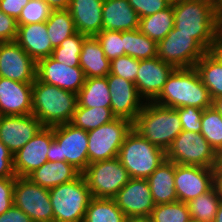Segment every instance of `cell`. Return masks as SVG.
<instances>
[{
  "label": "cell",
  "mask_w": 222,
  "mask_h": 222,
  "mask_svg": "<svg viewBox=\"0 0 222 222\" xmlns=\"http://www.w3.org/2000/svg\"><path fill=\"white\" fill-rule=\"evenodd\" d=\"M173 10L174 27L191 35L207 52L221 39L216 0H181Z\"/></svg>",
  "instance_id": "obj_1"
},
{
  "label": "cell",
  "mask_w": 222,
  "mask_h": 222,
  "mask_svg": "<svg viewBox=\"0 0 222 222\" xmlns=\"http://www.w3.org/2000/svg\"><path fill=\"white\" fill-rule=\"evenodd\" d=\"M153 102L175 109L197 107L204 110L212 106L210 93L194 67L176 68Z\"/></svg>",
  "instance_id": "obj_2"
},
{
  "label": "cell",
  "mask_w": 222,
  "mask_h": 222,
  "mask_svg": "<svg viewBox=\"0 0 222 222\" xmlns=\"http://www.w3.org/2000/svg\"><path fill=\"white\" fill-rule=\"evenodd\" d=\"M77 94L39 81L32 85V114L43 127L70 123L76 110Z\"/></svg>",
  "instance_id": "obj_3"
},
{
  "label": "cell",
  "mask_w": 222,
  "mask_h": 222,
  "mask_svg": "<svg viewBox=\"0 0 222 222\" xmlns=\"http://www.w3.org/2000/svg\"><path fill=\"white\" fill-rule=\"evenodd\" d=\"M132 128L142 138L162 148L165 152L182 132V125L175 108L164 107L153 101L145 102Z\"/></svg>",
  "instance_id": "obj_4"
},
{
  "label": "cell",
  "mask_w": 222,
  "mask_h": 222,
  "mask_svg": "<svg viewBox=\"0 0 222 222\" xmlns=\"http://www.w3.org/2000/svg\"><path fill=\"white\" fill-rule=\"evenodd\" d=\"M118 158L130 178L147 179L166 159V153L132 128L125 136Z\"/></svg>",
  "instance_id": "obj_5"
},
{
  "label": "cell",
  "mask_w": 222,
  "mask_h": 222,
  "mask_svg": "<svg viewBox=\"0 0 222 222\" xmlns=\"http://www.w3.org/2000/svg\"><path fill=\"white\" fill-rule=\"evenodd\" d=\"M54 222H83L92 194L82 173L49 189Z\"/></svg>",
  "instance_id": "obj_6"
},
{
  "label": "cell",
  "mask_w": 222,
  "mask_h": 222,
  "mask_svg": "<svg viewBox=\"0 0 222 222\" xmlns=\"http://www.w3.org/2000/svg\"><path fill=\"white\" fill-rule=\"evenodd\" d=\"M47 158L50 162H67L82 173L89 165L87 131L70 123L54 126Z\"/></svg>",
  "instance_id": "obj_7"
},
{
  "label": "cell",
  "mask_w": 222,
  "mask_h": 222,
  "mask_svg": "<svg viewBox=\"0 0 222 222\" xmlns=\"http://www.w3.org/2000/svg\"><path fill=\"white\" fill-rule=\"evenodd\" d=\"M165 153L166 160L179 165L214 168L221 160L201 133L186 130H182Z\"/></svg>",
  "instance_id": "obj_8"
},
{
  "label": "cell",
  "mask_w": 222,
  "mask_h": 222,
  "mask_svg": "<svg viewBox=\"0 0 222 222\" xmlns=\"http://www.w3.org/2000/svg\"><path fill=\"white\" fill-rule=\"evenodd\" d=\"M82 175L95 198H114L130 179L118 157L90 163Z\"/></svg>",
  "instance_id": "obj_9"
},
{
  "label": "cell",
  "mask_w": 222,
  "mask_h": 222,
  "mask_svg": "<svg viewBox=\"0 0 222 222\" xmlns=\"http://www.w3.org/2000/svg\"><path fill=\"white\" fill-rule=\"evenodd\" d=\"M132 130V122L115 118L109 123L88 131L89 164L118 157L125 136Z\"/></svg>",
  "instance_id": "obj_10"
},
{
  "label": "cell",
  "mask_w": 222,
  "mask_h": 222,
  "mask_svg": "<svg viewBox=\"0 0 222 222\" xmlns=\"http://www.w3.org/2000/svg\"><path fill=\"white\" fill-rule=\"evenodd\" d=\"M207 51L175 27L157 43V57L175 68H192Z\"/></svg>",
  "instance_id": "obj_11"
},
{
  "label": "cell",
  "mask_w": 222,
  "mask_h": 222,
  "mask_svg": "<svg viewBox=\"0 0 222 222\" xmlns=\"http://www.w3.org/2000/svg\"><path fill=\"white\" fill-rule=\"evenodd\" d=\"M13 202L32 222H54L49 189L33 183L27 177L16 176Z\"/></svg>",
  "instance_id": "obj_12"
},
{
  "label": "cell",
  "mask_w": 222,
  "mask_h": 222,
  "mask_svg": "<svg viewBox=\"0 0 222 222\" xmlns=\"http://www.w3.org/2000/svg\"><path fill=\"white\" fill-rule=\"evenodd\" d=\"M174 184L178 201L188 203L215 186L214 168L175 164Z\"/></svg>",
  "instance_id": "obj_13"
},
{
  "label": "cell",
  "mask_w": 222,
  "mask_h": 222,
  "mask_svg": "<svg viewBox=\"0 0 222 222\" xmlns=\"http://www.w3.org/2000/svg\"><path fill=\"white\" fill-rule=\"evenodd\" d=\"M37 62L16 41L0 42V77L34 83Z\"/></svg>",
  "instance_id": "obj_14"
},
{
  "label": "cell",
  "mask_w": 222,
  "mask_h": 222,
  "mask_svg": "<svg viewBox=\"0 0 222 222\" xmlns=\"http://www.w3.org/2000/svg\"><path fill=\"white\" fill-rule=\"evenodd\" d=\"M54 139V127H43L13 155V169L18 177H28L48 161L47 152Z\"/></svg>",
  "instance_id": "obj_15"
},
{
  "label": "cell",
  "mask_w": 222,
  "mask_h": 222,
  "mask_svg": "<svg viewBox=\"0 0 222 222\" xmlns=\"http://www.w3.org/2000/svg\"><path fill=\"white\" fill-rule=\"evenodd\" d=\"M106 77L113 115L133 123L141 112L145 100L139 95L135 83L110 73Z\"/></svg>",
  "instance_id": "obj_16"
},
{
  "label": "cell",
  "mask_w": 222,
  "mask_h": 222,
  "mask_svg": "<svg viewBox=\"0 0 222 222\" xmlns=\"http://www.w3.org/2000/svg\"><path fill=\"white\" fill-rule=\"evenodd\" d=\"M43 128L33 115L0 116V141L14 155Z\"/></svg>",
  "instance_id": "obj_17"
},
{
  "label": "cell",
  "mask_w": 222,
  "mask_h": 222,
  "mask_svg": "<svg viewBox=\"0 0 222 222\" xmlns=\"http://www.w3.org/2000/svg\"><path fill=\"white\" fill-rule=\"evenodd\" d=\"M114 200L127 218L150 216L155 206L148 181L141 178H130Z\"/></svg>",
  "instance_id": "obj_18"
},
{
  "label": "cell",
  "mask_w": 222,
  "mask_h": 222,
  "mask_svg": "<svg viewBox=\"0 0 222 222\" xmlns=\"http://www.w3.org/2000/svg\"><path fill=\"white\" fill-rule=\"evenodd\" d=\"M36 78L41 82L75 94H78L86 79L80 67L66 66L51 56L37 61Z\"/></svg>",
  "instance_id": "obj_19"
},
{
  "label": "cell",
  "mask_w": 222,
  "mask_h": 222,
  "mask_svg": "<svg viewBox=\"0 0 222 222\" xmlns=\"http://www.w3.org/2000/svg\"><path fill=\"white\" fill-rule=\"evenodd\" d=\"M175 69L159 57L140 60L139 71L134 83L139 95L145 102L153 101L160 94Z\"/></svg>",
  "instance_id": "obj_20"
},
{
  "label": "cell",
  "mask_w": 222,
  "mask_h": 222,
  "mask_svg": "<svg viewBox=\"0 0 222 222\" xmlns=\"http://www.w3.org/2000/svg\"><path fill=\"white\" fill-rule=\"evenodd\" d=\"M32 85L0 77V116L32 114Z\"/></svg>",
  "instance_id": "obj_21"
},
{
  "label": "cell",
  "mask_w": 222,
  "mask_h": 222,
  "mask_svg": "<svg viewBox=\"0 0 222 222\" xmlns=\"http://www.w3.org/2000/svg\"><path fill=\"white\" fill-rule=\"evenodd\" d=\"M104 0H70V12L77 32L85 36H96L102 30Z\"/></svg>",
  "instance_id": "obj_22"
},
{
  "label": "cell",
  "mask_w": 222,
  "mask_h": 222,
  "mask_svg": "<svg viewBox=\"0 0 222 222\" xmlns=\"http://www.w3.org/2000/svg\"><path fill=\"white\" fill-rule=\"evenodd\" d=\"M16 42L36 62L51 56L53 47L46 22L18 25Z\"/></svg>",
  "instance_id": "obj_23"
},
{
  "label": "cell",
  "mask_w": 222,
  "mask_h": 222,
  "mask_svg": "<svg viewBox=\"0 0 222 222\" xmlns=\"http://www.w3.org/2000/svg\"><path fill=\"white\" fill-rule=\"evenodd\" d=\"M139 16L128 0H104L102 10V29L131 31L138 29Z\"/></svg>",
  "instance_id": "obj_24"
},
{
  "label": "cell",
  "mask_w": 222,
  "mask_h": 222,
  "mask_svg": "<svg viewBox=\"0 0 222 222\" xmlns=\"http://www.w3.org/2000/svg\"><path fill=\"white\" fill-rule=\"evenodd\" d=\"M174 176L175 163L165 159L147 178L155 205L178 201Z\"/></svg>",
  "instance_id": "obj_25"
},
{
  "label": "cell",
  "mask_w": 222,
  "mask_h": 222,
  "mask_svg": "<svg viewBox=\"0 0 222 222\" xmlns=\"http://www.w3.org/2000/svg\"><path fill=\"white\" fill-rule=\"evenodd\" d=\"M80 174L78 169L67 162L47 161L27 178L43 188L51 189L76 179Z\"/></svg>",
  "instance_id": "obj_26"
},
{
  "label": "cell",
  "mask_w": 222,
  "mask_h": 222,
  "mask_svg": "<svg viewBox=\"0 0 222 222\" xmlns=\"http://www.w3.org/2000/svg\"><path fill=\"white\" fill-rule=\"evenodd\" d=\"M110 60L105 56L95 36H88L82 43L80 68L86 78L106 77L110 73Z\"/></svg>",
  "instance_id": "obj_27"
},
{
  "label": "cell",
  "mask_w": 222,
  "mask_h": 222,
  "mask_svg": "<svg viewBox=\"0 0 222 222\" xmlns=\"http://www.w3.org/2000/svg\"><path fill=\"white\" fill-rule=\"evenodd\" d=\"M80 107L111 108V95L107 77L86 78L85 83L77 94Z\"/></svg>",
  "instance_id": "obj_28"
},
{
  "label": "cell",
  "mask_w": 222,
  "mask_h": 222,
  "mask_svg": "<svg viewBox=\"0 0 222 222\" xmlns=\"http://www.w3.org/2000/svg\"><path fill=\"white\" fill-rule=\"evenodd\" d=\"M202 83L212 100L222 95V61L212 52H206L195 64Z\"/></svg>",
  "instance_id": "obj_29"
},
{
  "label": "cell",
  "mask_w": 222,
  "mask_h": 222,
  "mask_svg": "<svg viewBox=\"0 0 222 222\" xmlns=\"http://www.w3.org/2000/svg\"><path fill=\"white\" fill-rule=\"evenodd\" d=\"M174 28L173 4L167 8L139 19V31L156 43Z\"/></svg>",
  "instance_id": "obj_30"
},
{
  "label": "cell",
  "mask_w": 222,
  "mask_h": 222,
  "mask_svg": "<svg viewBox=\"0 0 222 222\" xmlns=\"http://www.w3.org/2000/svg\"><path fill=\"white\" fill-rule=\"evenodd\" d=\"M127 217L114 198L92 197L83 222H126Z\"/></svg>",
  "instance_id": "obj_31"
},
{
  "label": "cell",
  "mask_w": 222,
  "mask_h": 222,
  "mask_svg": "<svg viewBox=\"0 0 222 222\" xmlns=\"http://www.w3.org/2000/svg\"><path fill=\"white\" fill-rule=\"evenodd\" d=\"M124 55L137 60L157 57V43L144 35L139 29L122 31Z\"/></svg>",
  "instance_id": "obj_32"
},
{
  "label": "cell",
  "mask_w": 222,
  "mask_h": 222,
  "mask_svg": "<svg viewBox=\"0 0 222 222\" xmlns=\"http://www.w3.org/2000/svg\"><path fill=\"white\" fill-rule=\"evenodd\" d=\"M47 34L53 48L77 32L74 20L67 9L52 10L46 20Z\"/></svg>",
  "instance_id": "obj_33"
},
{
  "label": "cell",
  "mask_w": 222,
  "mask_h": 222,
  "mask_svg": "<svg viewBox=\"0 0 222 222\" xmlns=\"http://www.w3.org/2000/svg\"><path fill=\"white\" fill-rule=\"evenodd\" d=\"M115 118L116 117L113 115L111 108H88L80 107L77 104L70 124L88 132L102 126L103 124L111 122Z\"/></svg>",
  "instance_id": "obj_34"
},
{
  "label": "cell",
  "mask_w": 222,
  "mask_h": 222,
  "mask_svg": "<svg viewBox=\"0 0 222 222\" xmlns=\"http://www.w3.org/2000/svg\"><path fill=\"white\" fill-rule=\"evenodd\" d=\"M221 200L222 198L214 186L187 203L190 217L201 222H213Z\"/></svg>",
  "instance_id": "obj_35"
},
{
  "label": "cell",
  "mask_w": 222,
  "mask_h": 222,
  "mask_svg": "<svg viewBox=\"0 0 222 222\" xmlns=\"http://www.w3.org/2000/svg\"><path fill=\"white\" fill-rule=\"evenodd\" d=\"M201 127L202 136L222 156V116L212 106L204 109Z\"/></svg>",
  "instance_id": "obj_36"
},
{
  "label": "cell",
  "mask_w": 222,
  "mask_h": 222,
  "mask_svg": "<svg viewBox=\"0 0 222 222\" xmlns=\"http://www.w3.org/2000/svg\"><path fill=\"white\" fill-rule=\"evenodd\" d=\"M87 36L76 32L66 38L59 47L53 49L51 57L59 63L70 67H80L82 43Z\"/></svg>",
  "instance_id": "obj_37"
},
{
  "label": "cell",
  "mask_w": 222,
  "mask_h": 222,
  "mask_svg": "<svg viewBox=\"0 0 222 222\" xmlns=\"http://www.w3.org/2000/svg\"><path fill=\"white\" fill-rule=\"evenodd\" d=\"M150 217L153 222H188L191 219L187 203L181 201L155 205Z\"/></svg>",
  "instance_id": "obj_38"
},
{
  "label": "cell",
  "mask_w": 222,
  "mask_h": 222,
  "mask_svg": "<svg viewBox=\"0 0 222 222\" xmlns=\"http://www.w3.org/2000/svg\"><path fill=\"white\" fill-rule=\"evenodd\" d=\"M53 9L42 0H30L21 10L18 25L46 22Z\"/></svg>",
  "instance_id": "obj_39"
},
{
  "label": "cell",
  "mask_w": 222,
  "mask_h": 222,
  "mask_svg": "<svg viewBox=\"0 0 222 222\" xmlns=\"http://www.w3.org/2000/svg\"><path fill=\"white\" fill-rule=\"evenodd\" d=\"M99 41L105 56L112 60L124 55V44L122 40V31H112L102 29L95 36Z\"/></svg>",
  "instance_id": "obj_40"
},
{
  "label": "cell",
  "mask_w": 222,
  "mask_h": 222,
  "mask_svg": "<svg viewBox=\"0 0 222 222\" xmlns=\"http://www.w3.org/2000/svg\"><path fill=\"white\" fill-rule=\"evenodd\" d=\"M110 74L135 82L139 71L140 60L131 56L123 55L110 61Z\"/></svg>",
  "instance_id": "obj_41"
},
{
  "label": "cell",
  "mask_w": 222,
  "mask_h": 222,
  "mask_svg": "<svg viewBox=\"0 0 222 222\" xmlns=\"http://www.w3.org/2000/svg\"><path fill=\"white\" fill-rule=\"evenodd\" d=\"M178 112L182 130L189 132H201V116L203 109L197 107H181L175 109Z\"/></svg>",
  "instance_id": "obj_42"
},
{
  "label": "cell",
  "mask_w": 222,
  "mask_h": 222,
  "mask_svg": "<svg viewBox=\"0 0 222 222\" xmlns=\"http://www.w3.org/2000/svg\"><path fill=\"white\" fill-rule=\"evenodd\" d=\"M128 2L139 18L155 14L170 5L166 0H128Z\"/></svg>",
  "instance_id": "obj_43"
},
{
  "label": "cell",
  "mask_w": 222,
  "mask_h": 222,
  "mask_svg": "<svg viewBox=\"0 0 222 222\" xmlns=\"http://www.w3.org/2000/svg\"><path fill=\"white\" fill-rule=\"evenodd\" d=\"M15 178L16 177L0 178V215L14 204Z\"/></svg>",
  "instance_id": "obj_44"
},
{
  "label": "cell",
  "mask_w": 222,
  "mask_h": 222,
  "mask_svg": "<svg viewBox=\"0 0 222 222\" xmlns=\"http://www.w3.org/2000/svg\"><path fill=\"white\" fill-rule=\"evenodd\" d=\"M17 33V20L0 10V42L16 41Z\"/></svg>",
  "instance_id": "obj_45"
},
{
  "label": "cell",
  "mask_w": 222,
  "mask_h": 222,
  "mask_svg": "<svg viewBox=\"0 0 222 222\" xmlns=\"http://www.w3.org/2000/svg\"><path fill=\"white\" fill-rule=\"evenodd\" d=\"M16 177L13 169V154L0 141V178Z\"/></svg>",
  "instance_id": "obj_46"
},
{
  "label": "cell",
  "mask_w": 222,
  "mask_h": 222,
  "mask_svg": "<svg viewBox=\"0 0 222 222\" xmlns=\"http://www.w3.org/2000/svg\"><path fill=\"white\" fill-rule=\"evenodd\" d=\"M30 0H0V10L14 19H18L23 7Z\"/></svg>",
  "instance_id": "obj_47"
},
{
  "label": "cell",
  "mask_w": 222,
  "mask_h": 222,
  "mask_svg": "<svg viewBox=\"0 0 222 222\" xmlns=\"http://www.w3.org/2000/svg\"><path fill=\"white\" fill-rule=\"evenodd\" d=\"M0 222H32L20 208L14 204L3 214L0 215Z\"/></svg>",
  "instance_id": "obj_48"
},
{
  "label": "cell",
  "mask_w": 222,
  "mask_h": 222,
  "mask_svg": "<svg viewBox=\"0 0 222 222\" xmlns=\"http://www.w3.org/2000/svg\"><path fill=\"white\" fill-rule=\"evenodd\" d=\"M214 173H215V186L219 192V195L222 198V159L214 167Z\"/></svg>",
  "instance_id": "obj_49"
},
{
  "label": "cell",
  "mask_w": 222,
  "mask_h": 222,
  "mask_svg": "<svg viewBox=\"0 0 222 222\" xmlns=\"http://www.w3.org/2000/svg\"><path fill=\"white\" fill-rule=\"evenodd\" d=\"M47 3L53 10L68 9L70 0H42Z\"/></svg>",
  "instance_id": "obj_50"
},
{
  "label": "cell",
  "mask_w": 222,
  "mask_h": 222,
  "mask_svg": "<svg viewBox=\"0 0 222 222\" xmlns=\"http://www.w3.org/2000/svg\"><path fill=\"white\" fill-rule=\"evenodd\" d=\"M212 107L222 116V95L212 100Z\"/></svg>",
  "instance_id": "obj_51"
},
{
  "label": "cell",
  "mask_w": 222,
  "mask_h": 222,
  "mask_svg": "<svg viewBox=\"0 0 222 222\" xmlns=\"http://www.w3.org/2000/svg\"><path fill=\"white\" fill-rule=\"evenodd\" d=\"M126 222H153L150 216L129 217Z\"/></svg>",
  "instance_id": "obj_52"
},
{
  "label": "cell",
  "mask_w": 222,
  "mask_h": 222,
  "mask_svg": "<svg viewBox=\"0 0 222 222\" xmlns=\"http://www.w3.org/2000/svg\"><path fill=\"white\" fill-rule=\"evenodd\" d=\"M222 61V39L211 50Z\"/></svg>",
  "instance_id": "obj_53"
},
{
  "label": "cell",
  "mask_w": 222,
  "mask_h": 222,
  "mask_svg": "<svg viewBox=\"0 0 222 222\" xmlns=\"http://www.w3.org/2000/svg\"><path fill=\"white\" fill-rule=\"evenodd\" d=\"M217 4V14L219 19L220 27H222V0H216Z\"/></svg>",
  "instance_id": "obj_54"
},
{
  "label": "cell",
  "mask_w": 222,
  "mask_h": 222,
  "mask_svg": "<svg viewBox=\"0 0 222 222\" xmlns=\"http://www.w3.org/2000/svg\"><path fill=\"white\" fill-rule=\"evenodd\" d=\"M213 222H222V200L218 206V210Z\"/></svg>",
  "instance_id": "obj_55"
},
{
  "label": "cell",
  "mask_w": 222,
  "mask_h": 222,
  "mask_svg": "<svg viewBox=\"0 0 222 222\" xmlns=\"http://www.w3.org/2000/svg\"><path fill=\"white\" fill-rule=\"evenodd\" d=\"M167 2H169L170 4H174V3H177L181 0H166Z\"/></svg>",
  "instance_id": "obj_56"
},
{
  "label": "cell",
  "mask_w": 222,
  "mask_h": 222,
  "mask_svg": "<svg viewBox=\"0 0 222 222\" xmlns=\"http://www.w3.org/2000/svg\"><path fill=\"white\" fill-rule=\"evenodd\" d=\"M188 222H201V221L191 218Z\"/></svg>",
  "instance_id": "obj_57"
}]
</instances>
